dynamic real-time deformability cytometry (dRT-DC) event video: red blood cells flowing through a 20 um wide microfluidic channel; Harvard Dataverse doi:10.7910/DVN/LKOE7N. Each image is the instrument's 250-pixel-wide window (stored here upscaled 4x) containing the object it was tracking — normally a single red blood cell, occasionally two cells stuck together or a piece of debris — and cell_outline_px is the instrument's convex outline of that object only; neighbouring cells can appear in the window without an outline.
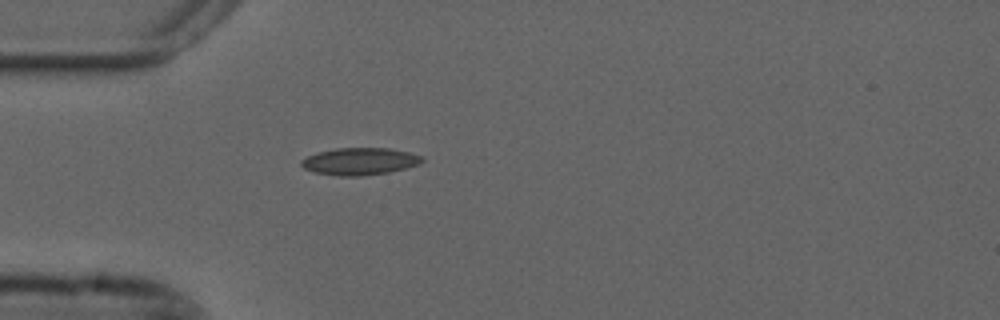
{"species": "common noctule bat (a hibernating species)", "species_latin": "Nyctalus noctula", "temperature_condition": "cold", "stored_images_in_passage": 3, "camera_frame_rate_fps": 3000, "um_per_image_px": 0.085, "animal": {"sex": "male", "forearm_length_mm": 52.5}, "frame": {"image": 1, "passage_image": 1, "time_ms": 0.0, "image_size_px": [1000, 320], "cell_outline_px": [[424, 160], [420, 164], [388, 172], [360, 176], [340, 176], [316, 172], [304, 168], [300, 164], [300, 160], [316, 152], [336, 148], [388, 148], [408, 152], [424, 156]], "centroid_in_image_um": [30.58, 13.7], "position_along_channel_um": 54.4, "area_um2": 19.07}}